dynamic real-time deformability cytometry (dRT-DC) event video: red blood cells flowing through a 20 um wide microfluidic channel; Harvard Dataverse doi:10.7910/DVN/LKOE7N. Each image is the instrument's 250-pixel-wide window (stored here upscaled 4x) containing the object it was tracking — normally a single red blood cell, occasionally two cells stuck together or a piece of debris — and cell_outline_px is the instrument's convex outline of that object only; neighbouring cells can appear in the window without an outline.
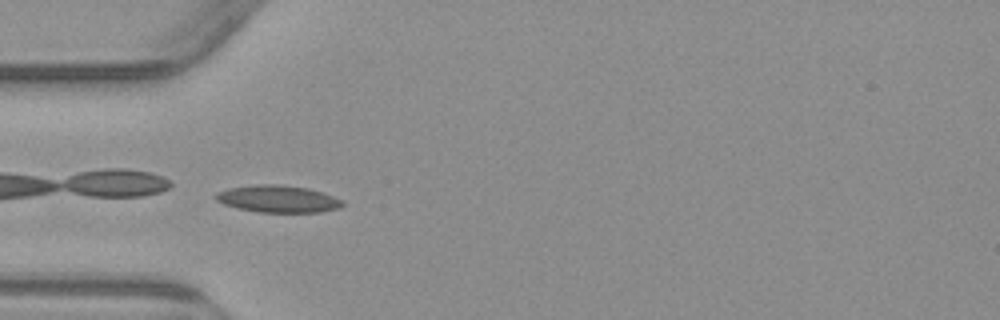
{"species": "common noctule bat (a hibernating species)", "species_latin": "Nyctalus noctula", "temperature_condition": "warm", "stored_images_in_passage": 6, "camera_frame_rate_fps": 3000, "um_per_image_px": 0.085, "animal": {"sex": "male", "body_mass_g": 23.1, "forearm_length_mm": 52.7}, "frame": {"image": 1, "passage_image": 5, "time_ms": 5.0, "image_size_px": [1000, 320], "cell_outline_px": [[344, 204], [340, 208], [320, 212], [260, 212], [240, 208], [224, 204], [216, 200], [216, 192], [228, 188], [256, 184], [280, 184], [308, 188], [344, 200]], "centroid_in_image_um": [23.64, 16.9], "position_along_channel_um": 61.4, "area_um2": 19.94}}